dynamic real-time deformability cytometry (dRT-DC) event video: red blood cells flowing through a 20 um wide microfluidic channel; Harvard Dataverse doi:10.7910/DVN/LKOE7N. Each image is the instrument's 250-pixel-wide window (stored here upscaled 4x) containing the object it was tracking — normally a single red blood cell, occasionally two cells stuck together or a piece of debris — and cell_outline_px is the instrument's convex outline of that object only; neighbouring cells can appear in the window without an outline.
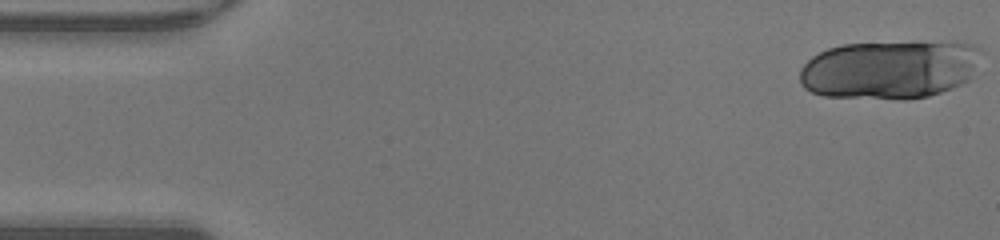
{"species": "human", "species_latin": "Homo sapiens", "temperature_condition": "warm", "stored_images_in_passage": 16, "camera_frame_rate_fps": 3000, "um_per_image_px": 0.085, "donor": {"sex": "male"}, "frame": {"image": 1, "passage_image": 1, "time_ms": 0.0, "image_size_px": [1000, 240], "cell_outline_px": [[984, 52], [968, 80], [952, 88], [928, 96], [904, 100], [900, 100], [824, 96], [812, 92], [804, 88], [800, 80], [800, 68], [812, 56], [828, 48], [844, 44], [956, 40], [972, 44], [980, 48]], "centroid_in_image_um": [75.67, 5.89], "position_along_channel_um": 9.3, "area_um2": 63.12}}